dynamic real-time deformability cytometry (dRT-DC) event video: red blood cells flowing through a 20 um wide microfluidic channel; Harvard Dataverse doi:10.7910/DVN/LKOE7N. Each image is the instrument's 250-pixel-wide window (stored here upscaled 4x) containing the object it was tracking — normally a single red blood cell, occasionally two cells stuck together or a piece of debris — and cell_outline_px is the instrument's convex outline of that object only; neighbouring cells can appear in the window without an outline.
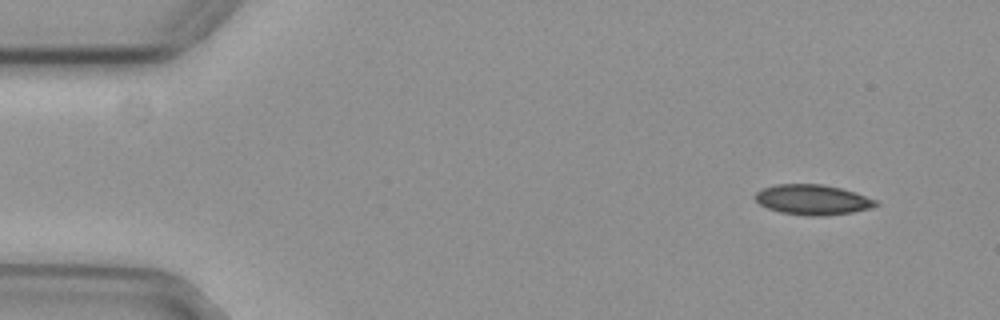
{"species": "common noctule bat (a hibernating species)", "species_latin": "Nyctalus noctula", "temperature_condition": "cold", "stored_images_in_passage": 53, "camera_frame_rate_fps": 3000, "um_per_image_px": 0.085, "animal": {"sex": "female", "body_mass_g": 29.2, "forearm_length_mm": 56.3}, "frame": {"image": 1, "passage_image": 3, "time_ms": 0.667, "image_size_px": [1000, 320], "cell_outline_px": [[880, 204], [872, 208], [852, 212], [824, 216], [808, 216], [780, 212], [768, 208], [760, 204], [752, 196], [756, 192], [764, 188], [776, 184], [824, 184], [856, 192], [876, 200]], "centroid_in_image_um": [69.08, 16.97], "position_along_channel_um": 15.9, "area_um2": 21.33}}
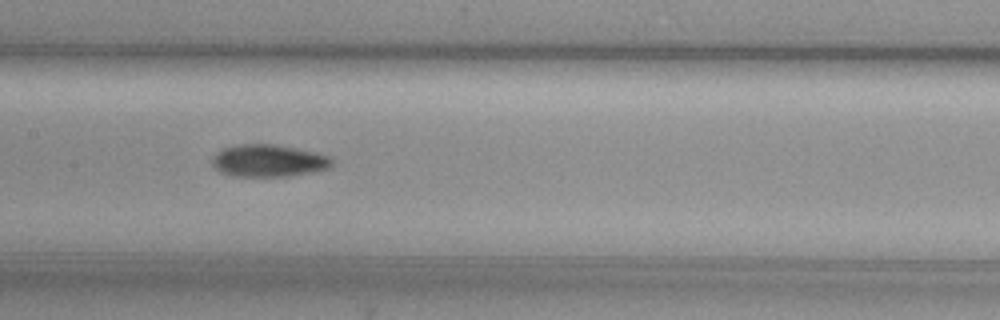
{"frame": {"image": 2, "passage_image": 25, "time_ms": 8.0, "image_size_px": [1000, 320], "cell_outline_px": [[332, 164], [328, 168], [312, 172], [288, 176], [232, 176], [220, 172], [212, 164], [212, 156], [220, 148], [236, 144], [272, 144], [312, 152], [328, 156], [332, 160]], "centroid_in_image_um": [22.74, 13.66], "position_along_channel_um": 184.7, "area_um2": 22.37}}
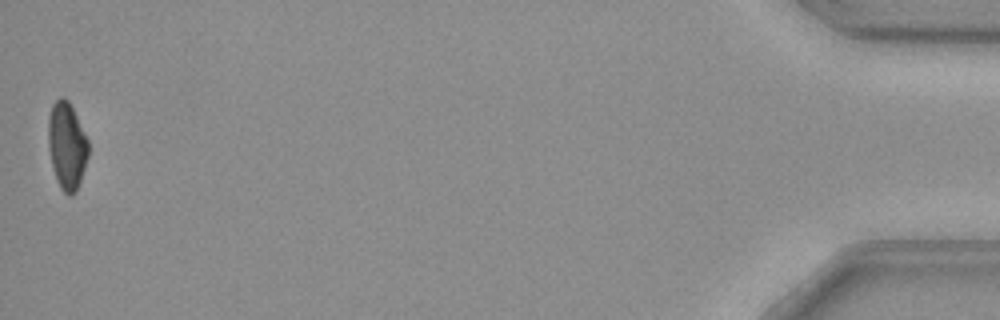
{"frame": {"image": 3, "passage_image": 53, "time_ms": 17.333, "image_size_px": [1000, 320], "cell_outline_px": [[88, 156], [76, 192], [72, 196], [68, 196], [60, 188], [56, 180], [52, 168], [48, 148], [48, 116], [52, 104], [60, 96], [64, 96], [68, 100], [88, 140]], "centroid_in_image_um": [5.65, 12.39], "position_along_channel_um": 429.5, "area_um2": 20.46}, "authors_computed_cell_mechanics": {"area_um2": 21.8484, "velocity_mm_per_s": 3.7273, "shape_relaxation_time_tau1_ms": 6.5359, "shape_relaxation_time_tau2_ms": null, "deformation_change_tau1": 0.1349, "deformation_change_tau2": null}}